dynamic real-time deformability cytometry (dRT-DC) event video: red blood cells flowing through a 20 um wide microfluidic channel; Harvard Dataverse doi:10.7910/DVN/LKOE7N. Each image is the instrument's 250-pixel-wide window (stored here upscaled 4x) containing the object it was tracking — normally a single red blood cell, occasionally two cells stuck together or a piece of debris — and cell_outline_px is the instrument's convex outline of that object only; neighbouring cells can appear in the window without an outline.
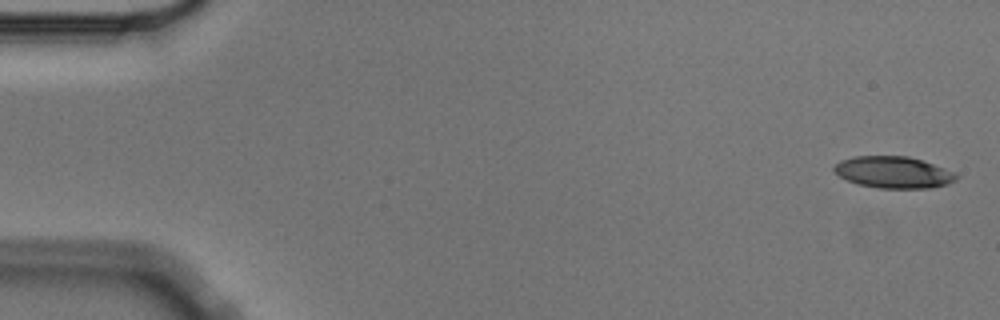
{"species": "Egyptian fruit bat (a non-hibernating species)", "species_latin": "Rousettus aegyptiacus", "temperature_condition": "cold", "stored_images_in_passage": 6, "camera_frame_rate_fps": 3000, "um_per_image_px": 0.085, "animal": {"sex": "male"}, "frame": {"image": 1, "passage_image": 1, "time_ms": 0.0, "image_size_px": [1000, 320], "cell_outline_px": [[960, 176], [956, 180], [948, 184], [932, 188], [880, 188], [856, 184], [840, 176], [832, 168], [840, 160], [852, 156], [908, 156], [924, 160], [944, 168]], "centroid_in_image_um": [75.96, 14.64], "position_along_channel_um": 9.0, "area_um2": 22.66}}
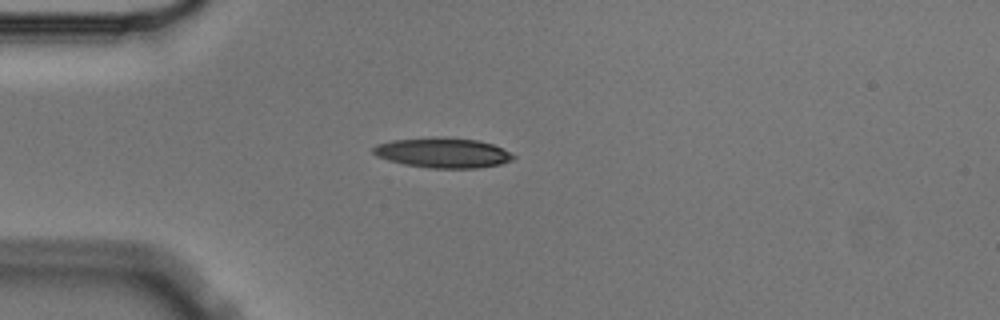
{"frame": {"image": 2, "passage_image": 4, "time_ms": 1.0, "image_size_px": [1000, 320], "cell_outline_px": [[516, 156], [512, 160], [500, 164], [480, 168], [428, 168], [404, 164], [388, 160], [376, 156], [372, 152], [372, 148], [376, 144], [392, 140], [436, 136], [476, 140], [492, 144]], "centroid_in_image_um": [37.59, 12.98], "position_along_channel_um": 47.4, "area_um2": 24.57}}
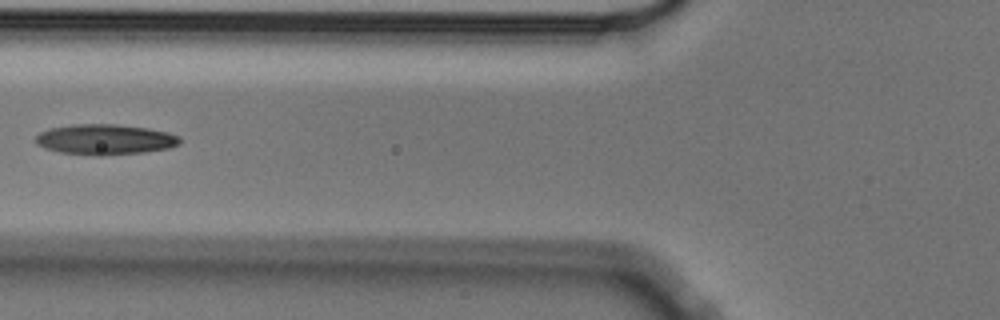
{"frame": {"image": 3, "passage_image": 6, "time_ms": 1.667, "image_size_px": [1000, 320], "cell_outline_px": [[180, 144], [168, 148], [144, 152], [104, 156], [96, 156], [60, 152], [44, 148], [36, 144], [36, 136], [40, 132], [48, 128], [72, 124], [116, 124], [148, 128], [168, 132], [180, 136]], "centroid_in_image_um": [8.92, 11.85], "position_along_channel_um": 116.9, "area_um2": 25.84}}